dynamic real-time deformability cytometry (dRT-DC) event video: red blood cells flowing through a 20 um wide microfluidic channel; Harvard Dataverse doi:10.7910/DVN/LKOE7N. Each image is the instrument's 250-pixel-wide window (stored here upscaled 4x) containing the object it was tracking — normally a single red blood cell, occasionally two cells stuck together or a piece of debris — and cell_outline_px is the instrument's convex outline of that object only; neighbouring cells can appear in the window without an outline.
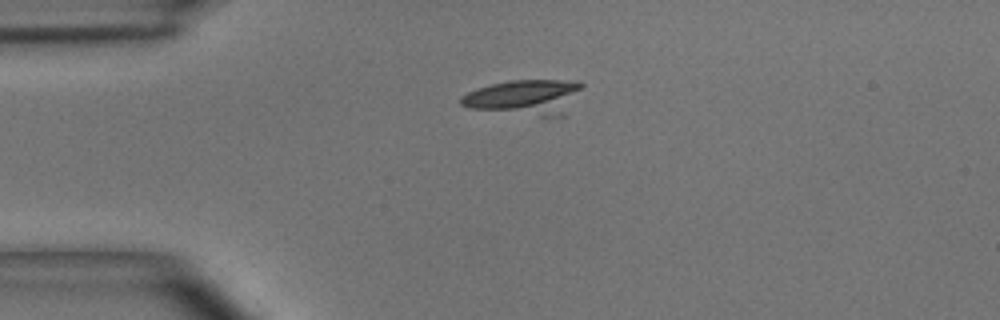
{"species": "common noctule bat (a hibernating species)", "species_latin": "Nyctalus noctula", "temperature_condition": "room temperature", "stored_images_in_passage": 3, "camera_frame_rate_fps": 3000, "um_per_image_px": 0.085, "animal": {"sex": "male", "body_mass_g": 15.6}, "frame": {"image": 1, "passage_image": 1, "time_ms": 0.0, "image_size_px": [1000, 320], "cell_outline_px": [[584, 84], [580, 88], [548, 116], [540, 116], [472, 108], [460, 104], [460, 96], [468, 92], [492, 84], [508, 80], [580, 80]], "centroid_in_image_um": [44.4, 8.18], "position_along_channel_um": 40.6, "area_um2": 22.83}}
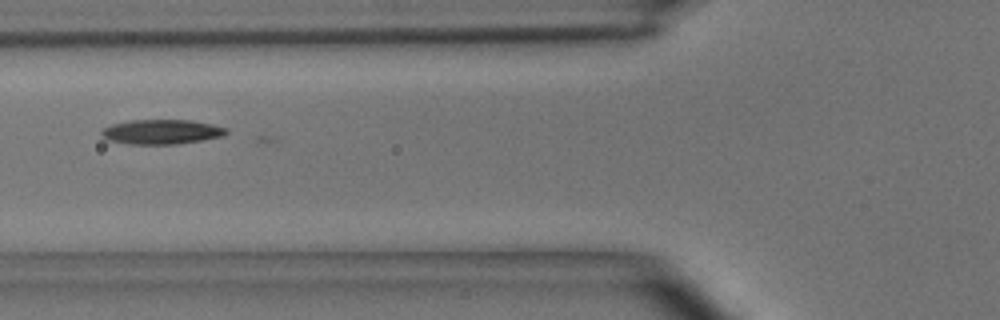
{"frame": {"image": 2, "passage_image": 3, "time_ms": 0.667, "image_size_px": [1000, 320], "cell_outline_px": [[228, 132], [224, 136], [176, 144], [132, 144], [108, 140], [100, 132], [104, 128], [112, 124], [128, 120], [192, 120], [212, 124], [228, 128]], "centroid_in_image_um": [13.76, 11.19], "position_along_channel_um": 112.0, "area_um2": 17.86}}